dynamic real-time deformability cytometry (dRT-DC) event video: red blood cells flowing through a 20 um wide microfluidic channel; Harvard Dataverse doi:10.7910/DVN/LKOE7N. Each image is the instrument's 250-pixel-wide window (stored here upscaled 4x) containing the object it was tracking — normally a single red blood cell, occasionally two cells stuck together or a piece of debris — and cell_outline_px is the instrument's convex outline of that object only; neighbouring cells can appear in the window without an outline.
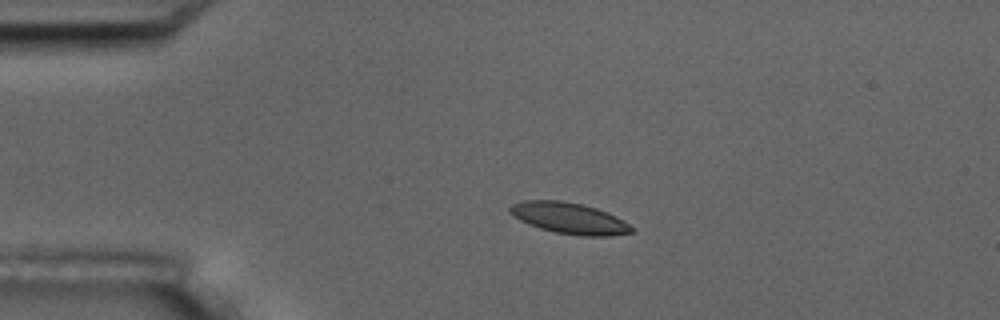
{"species": "common noctule bat (a hibernating species)", "species_latin": "Nyctalus noctula", "temperature_condition": "room temperature", "stored_images_in_passage": 4, "camera_frame_rate_fps": 3000, "um_per_image_px": 0.085, "animal": {"sex": "male", "body_mass_g": 17.5, "forearm_length_mm": 52.3}, "frame": {"image": 1, "passage_image": 3, "time_ms": 3.0, "image_size_px": [1000, 320], "cell_outline_px": [[636, 228], [632, 232], [608, 236], [580, 236], [556, 232], [540, 228], [528, 224], [520, 220], [508, 212], [508, 208], [512, 204], [524, 200], [560, 200], [580, 204], [596, 208], [616, 216], [624, 220]], "centroid_in_image_um": [48.39, 18.55], "position_along_channel_um": 36.6, "area_um2": 22.14}}